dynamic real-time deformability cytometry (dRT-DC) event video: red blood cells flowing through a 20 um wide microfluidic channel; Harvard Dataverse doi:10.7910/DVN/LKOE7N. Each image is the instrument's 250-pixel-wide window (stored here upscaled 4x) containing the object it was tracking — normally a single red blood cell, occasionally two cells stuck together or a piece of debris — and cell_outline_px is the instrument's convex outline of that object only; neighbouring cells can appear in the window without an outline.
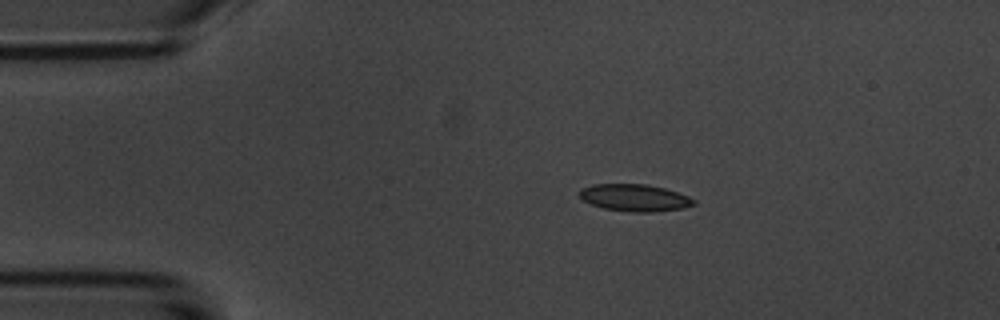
{"species": "common noctule bat (a hibernating species)", "species_latin": "Nyctalus noctula", "temperature_condition": "room temperature", "stored_images_in_passage": 4, "camera_frame_rate_fps": 3000, "um_per_image_px": 0.085, "animal": {"sex": "male", "body_mass_g": 20.1, "forearm_length_mm": 53.5}, "frame": {"image": 1, "passage_image": 3, "time_ms": 2.333, "image_size_px": [1000, 320], "cell_outline_px": [[696, 204], [684, 208], [652, 212], [632, 212], [604, 208], [592, 204], [584, 200], [580, 196], [580, 188], [592, 184], [644, 184], [664, 188], [688, 196], [696, 200]], "centroid_in_image_um": [53.96, 16.8], "position_along_channel_um": 31.0, "area_um2": 17.92}}